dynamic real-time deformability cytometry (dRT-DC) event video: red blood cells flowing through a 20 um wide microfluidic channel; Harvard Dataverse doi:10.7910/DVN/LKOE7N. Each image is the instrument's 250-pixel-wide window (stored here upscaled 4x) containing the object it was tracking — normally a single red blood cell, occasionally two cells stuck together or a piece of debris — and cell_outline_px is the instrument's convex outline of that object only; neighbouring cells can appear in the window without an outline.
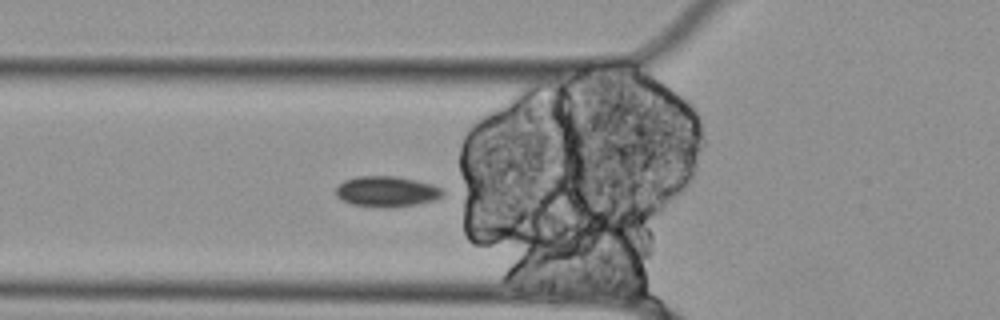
{"species": "Egyptian fruit bat (a non-hibernating species)", "species_latin": "Rousettus aegyptiacus", "temperature_condition": "cold", "stored_images_in_passage": 13, "segment_of_instrument_passage": [3, 3], "camera_frame_rate_fps": 3000, "um_per_image_px": 0.085, "animal": {"sex": "female"}, "frame": {"image": 1, "passage_image": 5, "time_ms": 1.333, "image_size_px": [1000, 320], "cell_outline_px": [[444, 196], [436, 200], [416, 204], [392, 208], [384, 208], [352, 204], [336, 196], [336, 188], [344, 180], [360, 176], [396, 176], [416, 180], [432, 184], [444, 188]], "centroid_in_image_um": [32.93, 16.28], "position_along_channel_um": 92.9, "area_um2": 19.25}}
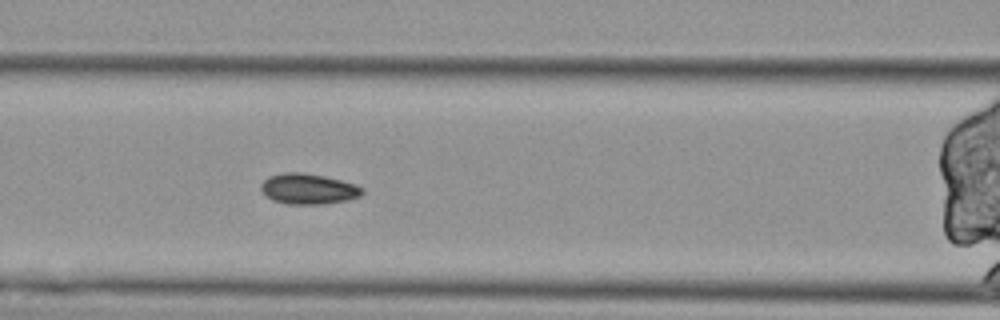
{"frame": {"image": 2, "passage_image": 9, "time_ms": 2.667, "image_size_px": [1000, 320], "cell_outline_px": [[364, 192], [360, 196], [348, 200], [324, 204], [284, 204], [272, 200], [264, 196], [260, 188], [260, 184], [268, 176], [284, 172], [300, 172], [324, 176], [356, 184], [364, 188]], "centroid_in_image_um": [26.18, 16.06], "position_along_channel_um": 140.4, "area_um2": 18.32}}